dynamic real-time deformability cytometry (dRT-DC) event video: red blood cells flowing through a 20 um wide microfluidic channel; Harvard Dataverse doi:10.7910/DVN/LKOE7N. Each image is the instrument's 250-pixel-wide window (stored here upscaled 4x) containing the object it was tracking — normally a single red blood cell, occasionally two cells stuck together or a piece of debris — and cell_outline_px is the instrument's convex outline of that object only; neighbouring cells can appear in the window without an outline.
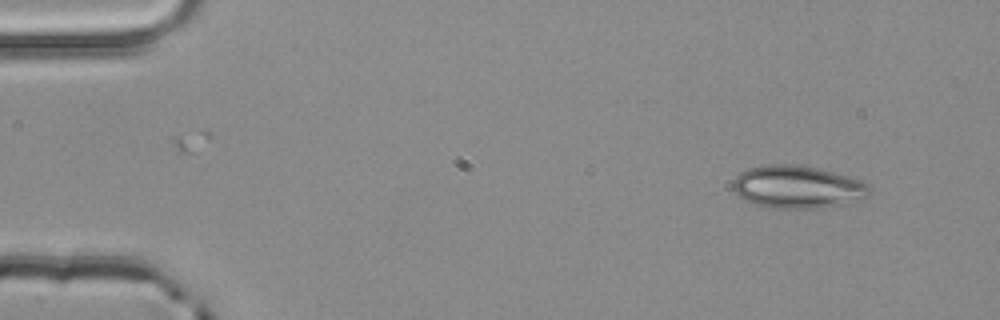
{"species": "common noctule bat (a hibernating species)", "species_latin": "Nyctalus noctula", "temperature_condition": "room temperature", "stored_images_in_passage": 3, "camera_frame_rate_fps": 3000, "um_per_image_px": 0.085, "animal": {"sex": "male", "body_mass_g": 20.4}, "frame": {"image": 1, "passage_image": 1, "time_ms": 0.0, "image_size_px": [1000, 320], "cell_outline_px": [[872, 192], [868, 196], [860, 200], [820, 208], [772, 208], [756, 204], [740, 196], [732, 188], [732, 180], [740, 172], [748, 168], [768, 164], [796, 164], [816, 168], [832, 172], [860, 180], [868, 184], [872, 188]], "centroid_in_image_um": [67.79, 15.88], "position_along_channel_um": 17.2, "area_um2": 33.87}}